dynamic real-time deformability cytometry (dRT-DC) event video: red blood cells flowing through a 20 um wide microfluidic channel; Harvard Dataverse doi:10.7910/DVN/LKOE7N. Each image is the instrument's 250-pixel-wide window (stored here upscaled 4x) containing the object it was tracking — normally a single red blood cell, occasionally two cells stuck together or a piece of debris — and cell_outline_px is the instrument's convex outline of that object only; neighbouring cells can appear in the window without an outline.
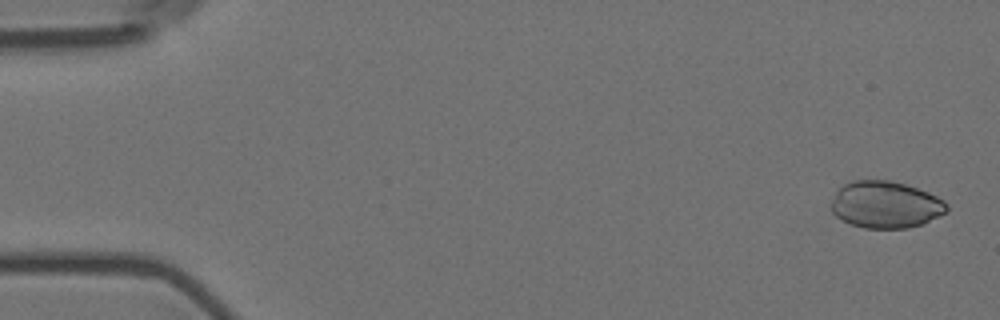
{"species": "Egyptian fruit bat (a non-hibernating species)", "species_latin": "Rousettus aegyptiacus", "temperature_condition": "room temperature", "stored_images_in_passage": 57, "camera_frame_rate_fps": 3000, "um_per_image_px": 0.085, "animal": {"sex": "female"}, "frame": {"image": 1, "passage_image": 2, "time_ms": 0.333, "image_size_px": [1000, 320], "cell_outline_px": [[948, 212], [920, 224], [908, 228], [864, 228], [852, 224], [836, 216], [832, 212], [832, 200], [836, 192], [844, 184], [852, 180], [892, 180], [928, 192], [944, 200], [948, 204]], "centroid_in_image_um": [75.29, 17.39], "position_along_channel_um": 9.7, "area_um2": 31.44}}
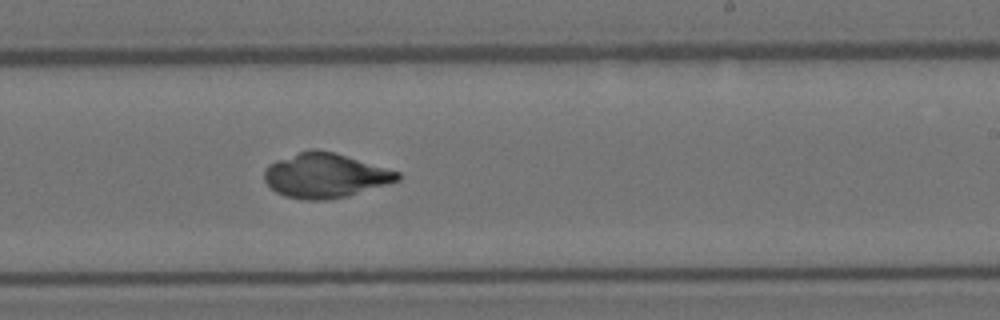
{"frame": {"image": 2, "passage_image": 34, "time_ms": 11.0, "image_size_px": [1000, 320], "cell_outline_px": [[400, 180], [388, 184], [348, 196], [328, 200], [304, 200], [284, 196], [276, 192], [264, 180], [264, 168], [268, 164], [276, 160], [312, 148], [316, 148], [336, 152], [400, 172]], "centroid_in_image_um": [27.64, 14.91], "position_along_channel_um": 261.4, "area_um2": 34.85}}
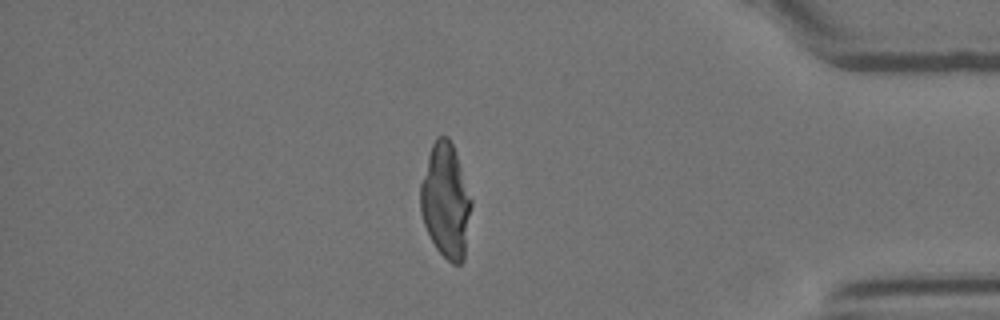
{"frame": {"image": 3, "passage_image": 48, "time_ms": 15.667, "image_size_px": [1000, 320], "cell_outline_px": [[472, 204], [464, 260], [460, 264], [452, 264], [436, 248], [424, 224], [420, 212], [420, 184], [428, 156], [432, 144], [436, 136], [448, 136], [456, 152], [472, 200]], "centroid_in_image_um": [37.89, 17.07], "position_along_channel_um": 397.3, "area_um2": 33.93}}